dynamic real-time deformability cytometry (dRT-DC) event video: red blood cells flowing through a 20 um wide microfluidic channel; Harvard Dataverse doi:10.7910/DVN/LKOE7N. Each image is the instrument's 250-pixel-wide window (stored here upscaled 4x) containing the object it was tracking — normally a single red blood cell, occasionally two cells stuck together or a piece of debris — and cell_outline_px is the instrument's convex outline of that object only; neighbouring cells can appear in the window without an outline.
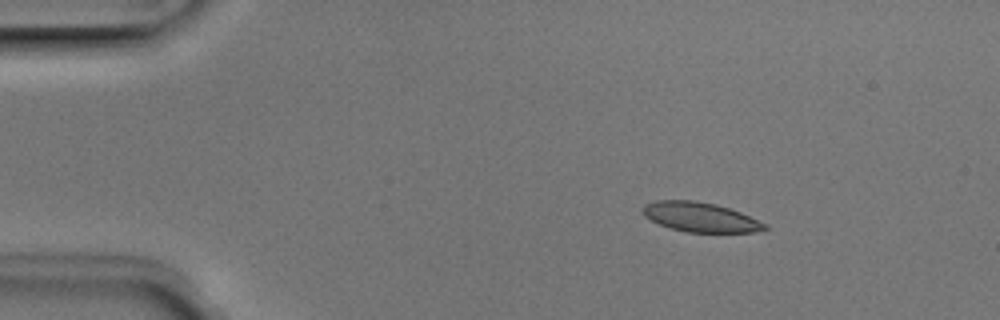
{"species": "Egyptian fruit bat (a non-hibernating species)", "species_latin": "Rousettus aegyptiacus", "temperature_condition": "room temperature", "stored_images_in_passage": 4, "camera_frame_rate_fps": 3000, "um_per_image_px": 0.085, "animal": {"sex": "male"}, "frame": {"image": 1, "passage_image": 2, "time_ms": 0.333, "image_size_px": [1000, 320], "cell_outline_px": [[768, 228], [752, 232], [688, 232], [672, 228], [660, 224], [644, 216], [640, 208], [644, 204], [656, 200], [692, 200], [716, 204], [740, 212], [768, 224]], "centroid_in_image_um": [59.5, 18.44], "position_along_channel_um": 25.5, "area_um2": 20.92}}